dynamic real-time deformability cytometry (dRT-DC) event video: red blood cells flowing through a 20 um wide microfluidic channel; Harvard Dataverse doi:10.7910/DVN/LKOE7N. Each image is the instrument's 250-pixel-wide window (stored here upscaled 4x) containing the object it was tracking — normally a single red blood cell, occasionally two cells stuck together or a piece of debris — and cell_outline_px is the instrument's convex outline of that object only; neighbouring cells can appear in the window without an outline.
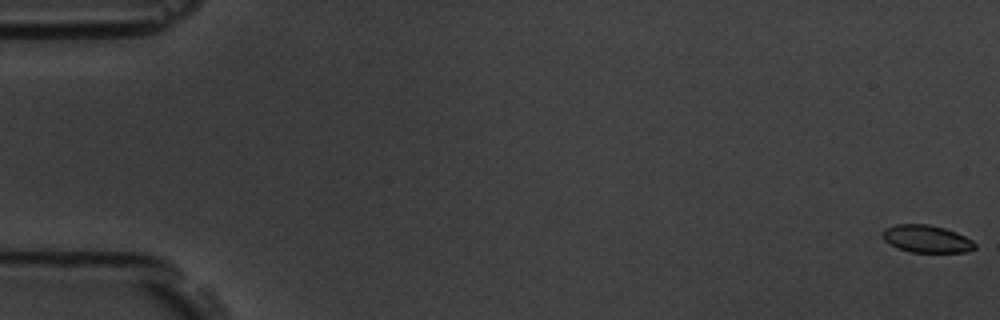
{"species": "common noctule bat (a hibernating species)", "species_latin": "Nyctalus noctula", "temperature_condition": "room temperature", "stored_images_in_passage": 6, "camera_frame_rate_fps": 3000, "um_per_image_px": 0.085, "animal": {"sex": "male", "body_mass_g": 19.5, "forearm_length_mm": 54.6}, "frame": {"image": 1, "passage_image": 1, "time_ms": 0.0, "image_size_px": [1000, 320], "cell_outline_px": [[976, 248], [964, 252], [912, 252], [900, 248], [884, 240], [880, 236], [880, 232], [884, 228], [896, 224], [928, 224], [944, 228], [956, 232], [972, 240], [976, 244]], "centroid_in_image_um": [78.74, 20.29], "position_along_channel_um": 6.3, "area_um2": 14.74}}